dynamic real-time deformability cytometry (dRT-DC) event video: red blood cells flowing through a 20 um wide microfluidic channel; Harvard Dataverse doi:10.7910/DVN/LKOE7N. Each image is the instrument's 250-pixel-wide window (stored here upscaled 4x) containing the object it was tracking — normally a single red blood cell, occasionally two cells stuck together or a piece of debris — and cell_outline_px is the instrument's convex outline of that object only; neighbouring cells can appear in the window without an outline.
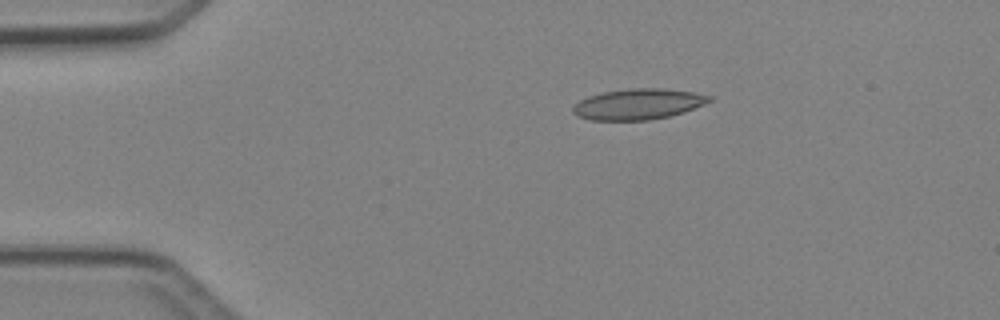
{"species": "Egyptian fruit bat (a non-hibernating species)", "species_latin": "Rousettus aegyptiacus", "temperature_condition": "cold", "stored_images_in_passage": 5, "camera_frame_rate_fps": 3000, "um_per_image_px": 0.085, "animal": {"sex": "female"}, "frame": {"image": 1, "passage_image": 3, "time_ms": 2.333, "image_size_px": [1000, 320], "cell_outline_px": [[712, 100], [704, 104], [684, 112], [652, 120], [588, 120], [576, 116], [572, 112], [572, 108], [580, 100], [588, 96], [604, 92], [628, 88], [660, 88], [696, 92], [712, 96]], "centroid_in_image_um": [54.24, 8.85], "position_along_channel_um": 30.8, "area_um2": 24.57}}
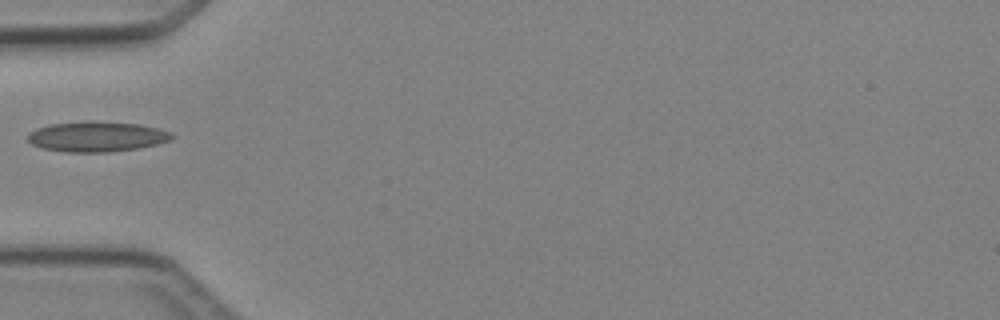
{"frame": {"image": 2, "passage_image": 5, "time_ms": 4.667, "image_size_px": [1000, 320], "cell_outline_px": [[176, 136], [168, 140], [156, 144], [140, 148], [108, 152], [64, 152], [40, 148], [32, 144], [28, 140], [28, 132], [36, 128], [48, 124], [140, 124], [160, 128], [172, 132]], "centroid_in_image_um": [8.23, 11.66], "position_along_channel_um": 76.8, "area_um2": 24.51}}